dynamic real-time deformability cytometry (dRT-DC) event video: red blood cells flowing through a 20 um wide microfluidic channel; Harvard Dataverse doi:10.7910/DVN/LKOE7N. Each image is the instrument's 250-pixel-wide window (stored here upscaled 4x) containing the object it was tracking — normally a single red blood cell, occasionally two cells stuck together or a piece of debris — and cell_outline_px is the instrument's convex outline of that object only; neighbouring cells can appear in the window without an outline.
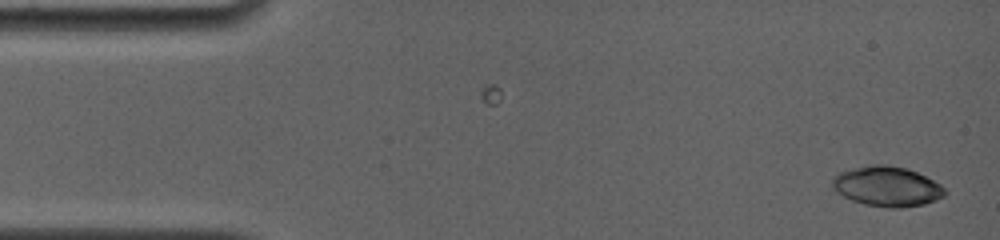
{"species": "common noctule bat (a hibernating species)", "species_latin": "Nyctalus noctula", "temperature_condition": "room temperature", "stored_images_in_passage": 3, "camera_frame_rate_fps": 4000, "um_per_image_px": 0.085, "animal": {"sex": "female", "body_mass_g": 19.0, "forearm_length_mm": 56.7}, "frame": {"image": 1, "passage_image": 3, "time_ms": 1.75, "image_size_px": [1000, 240], "cell_outline_px": [[948, 192], [944, 196], [936, 200], [924, 204], [900, 208], [892, 208], [864, 204], [852, 200], [836, 192], [832, 188], [832, 176], [840, 172], [872, 164], [888, 164], [904, 168], [916, 172], [940, 184]], "centroid_in_image_um": [75.39, 15.85], "position_along_channel_um": 9.6, "area_um2": 26.13}}